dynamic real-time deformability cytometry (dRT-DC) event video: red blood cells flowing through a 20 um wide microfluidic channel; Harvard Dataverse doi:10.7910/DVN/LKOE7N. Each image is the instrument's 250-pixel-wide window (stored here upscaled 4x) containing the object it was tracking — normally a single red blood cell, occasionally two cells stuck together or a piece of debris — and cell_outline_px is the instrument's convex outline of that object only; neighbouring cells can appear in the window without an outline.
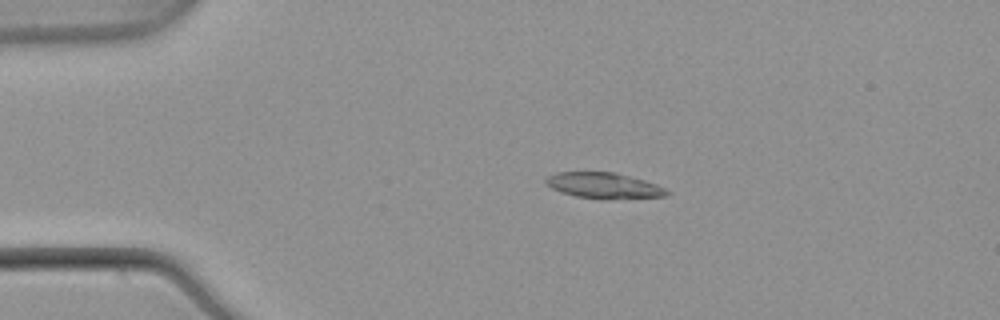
{"species": "common noctule bat (a hibernating species)", "species_latin": "Nyctalus noctula", "temperature_condition": "warm", "stored_images_in_passage": 44, "camera_frame_rate_fps": 3000, "um_per_image_px": 0.085, "animal": {"sex": "male", "body_mass_g": 21.5, "forearm_length_mm": 52.0}, "frame": {"image": 1, "passage_image": 2, "time_ms": 0.333, "image_size_px": [1000, 320], "cell_outline_px": [[672, 192], [668, 196], [608, 200], [600, 200], [576, 196], [560, 192], [544, 184], [544, 180], [548, 176], [556, 172], [616, 172], [644, 180], [656, 184]], "centroid_in_image_um": [51.33, 15.79], "position_along_channel_um": 33.7, "area_um2": 18.61}}
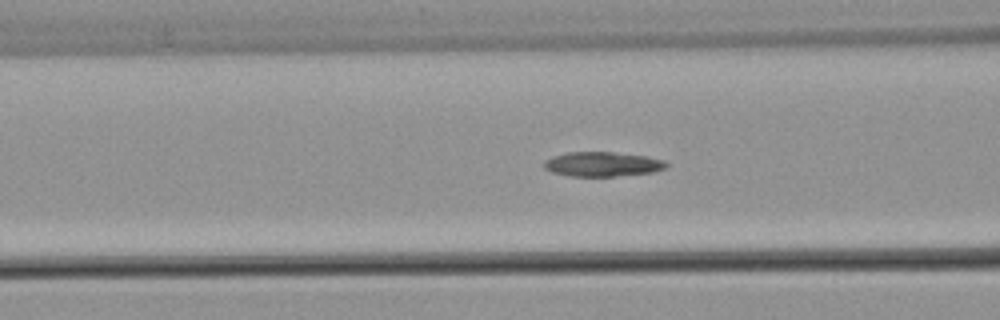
{"frame": {"image": 2, "passage_image": 12, "time_ms": 3.667, "image_size_px": [1000, 320], "cell_outline_px": [[668, 164], [664, 168], [652, 172], [616, 176], [568, 176], [552, 172], [544, 168], [544, 160], [552, 156], [568, 152], [612, 152], [648, 156], [664, 160]], "centroid_in_image_um": [51.18, 13.95], "position_along_channel_um": 115.4, "area_um2": 17.51}}
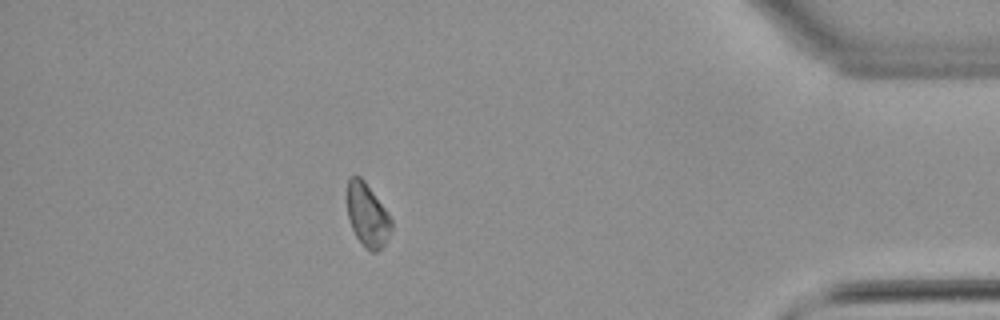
{"frame": {"image": 3, "passage_image": 38, "time_ms": 12.333, "image_size_px": [1000, 320], "cell_outline_px": [[392, 228], [384, 244], [376, 252], [372, 252], [356, 236], [352, 228], [348, 216], [348, 180], [356, 172], [364, 180], [388, 212], [392, 220]], "centroid_in_image_um": [31.24, 18.24], "position_along_channel_um": 404.0, "area_um2": 16.01}}